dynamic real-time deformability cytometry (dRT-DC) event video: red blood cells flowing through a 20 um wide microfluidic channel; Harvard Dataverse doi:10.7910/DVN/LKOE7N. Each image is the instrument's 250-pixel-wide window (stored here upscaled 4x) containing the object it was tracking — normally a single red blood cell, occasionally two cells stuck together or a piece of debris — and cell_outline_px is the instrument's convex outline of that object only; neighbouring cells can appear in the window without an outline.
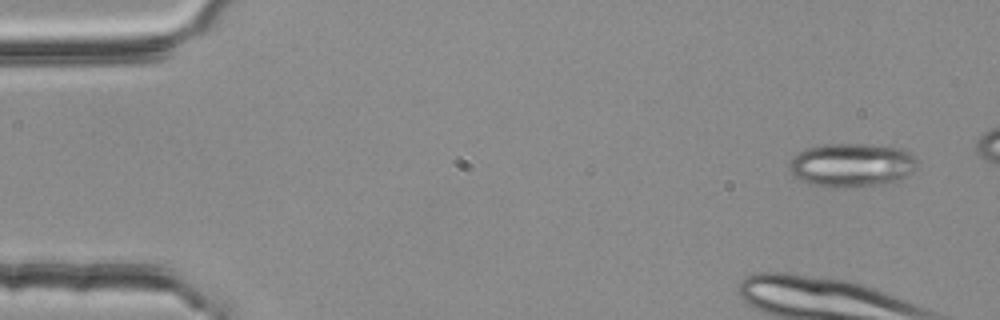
{"species": "common noctule bat (a hibernating species)", "species_latin": "Nyctalus noctula", "temperature_condition": "room temperature", "stored_images_in_passage": 6, "camera_frame_rate_fps": 3000, "um_per_image_px": 0.085, "animal": {"sex": "female", "body_mass_g": 25.1}, "frame": {"image": 1, "passage_image": 1, "time_ms": 0.0, "image_size_px": [1000, 320], "cell_outline_px": [[916, 168], [908, 176], [900, 180], [888, 184], [844, 188], [824, 188], [808, 184], [800, 180], [788, 168], [788, 160], [792, 156], [804, 148], [820, 144], [868, 144], [904, 148], [916, 160]], "centroid_in_image_um": [72.36, 14.04], "position_along_channel_um": 12.6, "area_um2": 33.52}}